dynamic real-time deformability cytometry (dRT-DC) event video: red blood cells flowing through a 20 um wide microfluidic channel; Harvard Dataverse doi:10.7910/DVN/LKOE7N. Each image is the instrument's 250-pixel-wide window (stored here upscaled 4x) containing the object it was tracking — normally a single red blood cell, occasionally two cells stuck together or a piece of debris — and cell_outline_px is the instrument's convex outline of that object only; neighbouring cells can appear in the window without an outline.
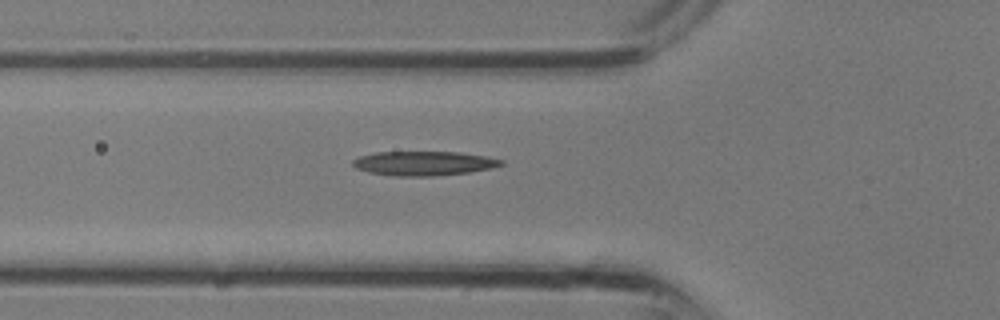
{"species": "common noctule bat (a hibernating species)", "species_latin": "Nyctalus noctula", "temperature_condition": "room temperature", "stored_images_in_passage": 25, "camera_frame_rate_fps": 3000, "um_per_image_px": 0.085, "animal": {"sex": "male", "body_mass_g": 13.3}, "frame": {"image": 1, "passage_image": 7, "time_ms": 2.0, "image_size_px": [1000, 320], "cell_outline_px": [[504, 164], [492, 168], [468, 172], [432, 176], [392, 176], [368, 172], [356, 168], [352, 164], [352, 160], [360, 156], [376, 152], [460, 152], [484, 156], [504, 160]], "centroid_in_image_um": [36.01, 13.88], "position_along_channel_um": 89.8, "area_um2": 20.98}}
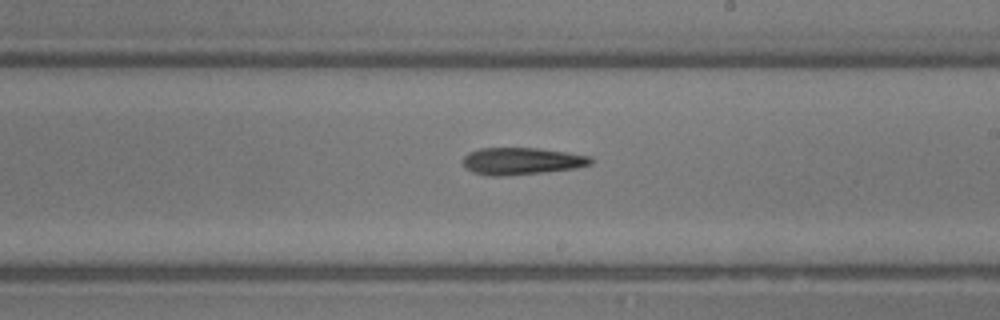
{"frame": {"image": 2, "passage_image": 14, "time_ms": 4.333, "image_size_px": [1000, 320], "cell_outline_px": [[596, 160], [592, 164], [576, 168], [544, 172], [504, 176], [488, 176], [472, 172], [464, 168], [460, 160], [468, 152], [480, 148], [540, 148], [568, 152], [592, 156]], "centroid_in_image_um": [44.34, 13.69], "position_along_channel_um": 244.7, "area_um2": 20.69}}
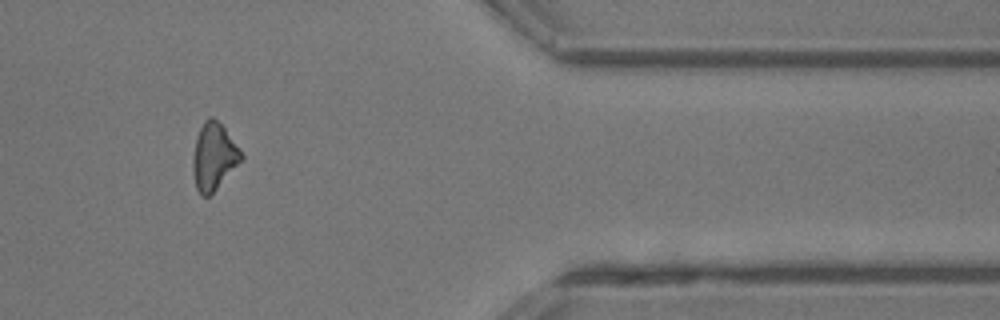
{"frame": {"image": 3, "passage_image": 22, "time_ms": 7.0, "image_size_px": [1000, 320], "cell_outline_px": [[244, 160], [208, 196], [200, 196], [196, 188], [192, 172], [192, 160], [196, 136], [204, 120], [208, 116], [212, 116], [224, 128], [240, 148], [244, 156]], "centroid_in_image_um": [18.17, 13.31], "position_along_channel_um": 393.2, "area_um2": 19.02}}